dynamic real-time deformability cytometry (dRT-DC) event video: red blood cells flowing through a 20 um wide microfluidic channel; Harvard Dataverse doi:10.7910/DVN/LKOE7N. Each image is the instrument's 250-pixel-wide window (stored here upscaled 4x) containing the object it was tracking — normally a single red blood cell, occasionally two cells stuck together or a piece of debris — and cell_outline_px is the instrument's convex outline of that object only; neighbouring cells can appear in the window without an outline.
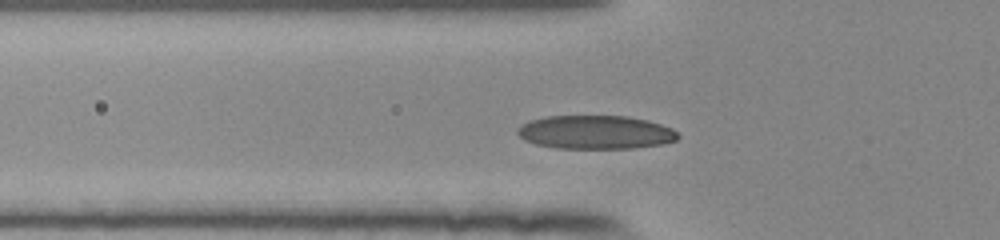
{"species": "human", "species_latin": "Homo sapiens", "temperature_condition": "room temperature", "stored_images_in_passage": 46, "camera_frame_rate_fps": 3000, "um_per_image_px": 0.085, "donor": {"sex": "female"}, "frame": {"image": 1, "passage_image": 11, "time_ms": 3.333, "image_size_px": [1000, 240], "cell_outline_px": [[680, 136], [676, 140], [660, 144], [632, 148], [556, 148], [536, 144], [524, 140], [516, 132], [516, 128], [532, 120], [548, 116], [628, 116], [648, 120], [672, 128]], "centroid_in_image_um": [50.62, 11.24], "position_along_channel_um": 75.2, "area_um2": 31.27}}
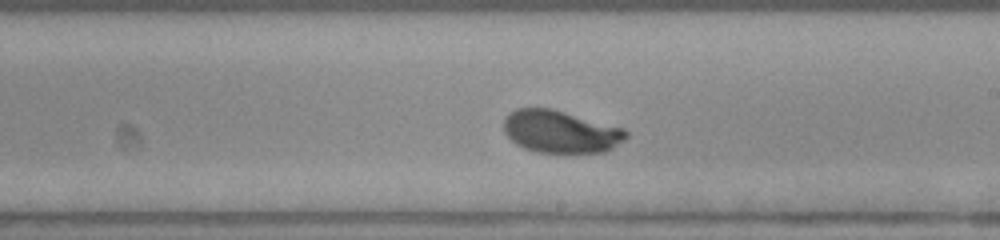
{"frame": {"image": 2, "passage_image": 24, "time_ms": 7.667, "image_size_px": [1000, 240], "cell_outline_px": [[628, 136], [624, 140], [612, 148], [604, 152], [536, 152], [524, 148], [516, 144], [504, 132], [504, 120], [508, 112], [516, 108], [552, 108], [624, 128], [628, 132]], "centroid_in_image_um": [47.64, 11.18], "position_along_channel_um": 241.4, "area_um2": 30.29}}
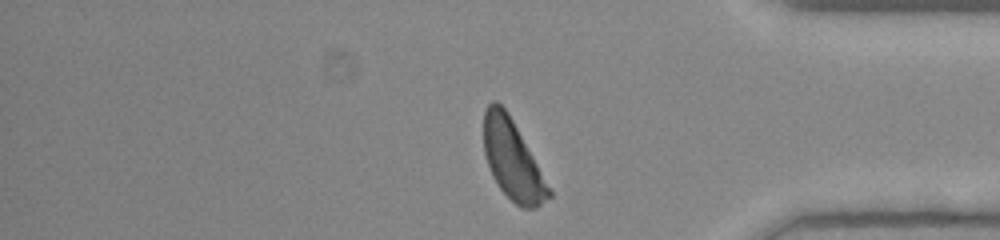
{"frame": {"image": 3, "passage_image": 37, "time_ms": 12.0, "image_size_px": [1000, 240], "cell_outline_px": [[552, 196], [536, 208], [520, 208], [500, 188], [492, 176], [484, 152], [484, 108], [492, 100], [496, 100], [508, 112], [552, 192]], "centroid_in_image_um": [43.54, 13.58], "position_along_channel_um": 391.7, "area_um2": 29.59}, "authors_computed_cell_mechanics": {"area_um2": 30.1716, "velocity_mm_per_s": 3.8453, "shape_relaxation_time_tau1_ms": 3.2012, "shape_relaxation_time_tau2_ms": null, "deformation_change_tau1": 0.1769, "deformation_change_tau2": null}}